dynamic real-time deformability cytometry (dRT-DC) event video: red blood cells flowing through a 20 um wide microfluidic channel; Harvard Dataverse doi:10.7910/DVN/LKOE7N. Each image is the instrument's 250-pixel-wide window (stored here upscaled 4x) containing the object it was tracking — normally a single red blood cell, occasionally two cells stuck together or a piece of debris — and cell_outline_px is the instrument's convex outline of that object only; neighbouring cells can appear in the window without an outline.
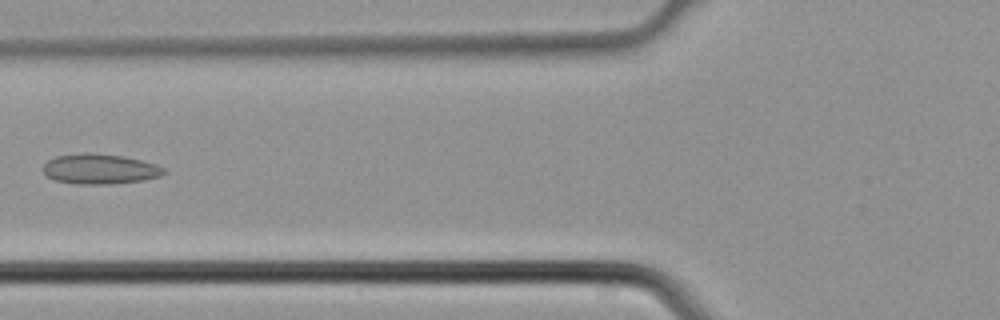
{"species": "common noctule bat (a hibernating species)", "species_latin": "Nyctalus noctula", "temperature_condition": "cold", "stored_images_in_passage": 4, "camera_frame_rate_fps": 3000, "um_per_image_px": 0.085, "animal": {"sex": "male", "body_mass_g": 21.5, "forearm_length_mm": 52.0}, "frame": {"image": 1, "passage_image": 4, "time_ms": 1.0, "image_size_px": [1000, 320], "cell_outline_px": [[164, 172], [160, 176], [144, 180], [112, 184], [76, 184], [56, 180], [48, 176], [44, 172], [44, 164], [48, 160], [56, 156], [124, 156], [156, 164], [164, 168]], "centroid_in_image_um": [8.54, 14.42], "position_along_channel_um": 117.3, "area_um2": 20.11}}